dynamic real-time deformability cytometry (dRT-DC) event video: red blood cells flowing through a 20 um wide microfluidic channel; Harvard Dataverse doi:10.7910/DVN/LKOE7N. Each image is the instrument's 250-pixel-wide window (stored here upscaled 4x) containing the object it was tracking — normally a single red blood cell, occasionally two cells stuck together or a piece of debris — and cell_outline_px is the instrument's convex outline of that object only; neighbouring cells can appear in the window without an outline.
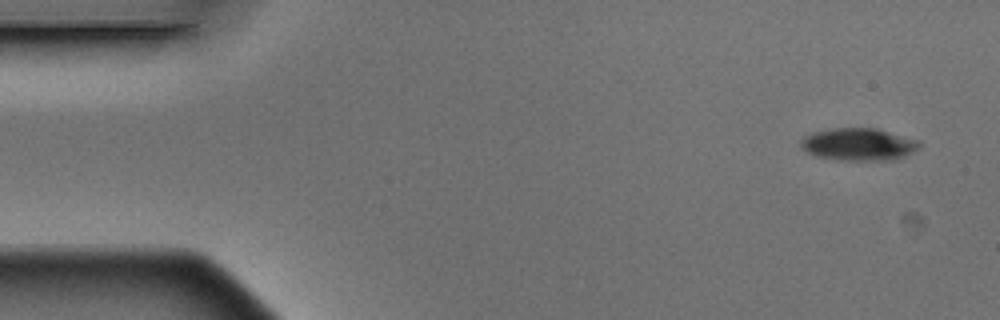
{"species": "Egyptian fruit bat (a non-hibernating species)", "species_latin": "Rousettus aegyptiacus", "temperature_condition": "warm", "stored_images_in_passage": 4, "segment_of_instrument_passage": [2, 2], "camera_frame_rate_fps": 3000, "um_per_image_px": 0.085, "animal": {"sex": "male"}, "frame": {"image": 1, "passage_image": 4, "time_ms": 1.0, "image_size_px": [1000, 320], "cell_outline_px": [[920, 148], [896, 160], [840, 160], [816, 156], [800, 148], [800, 140], [804, 136], [812, 132], [832, 128], [876, 128], [920, 140]], "centroid_in_image_um": [72.98, 12.26], "position_along_channel_um": 12.0, "area_um2": 22.6}}